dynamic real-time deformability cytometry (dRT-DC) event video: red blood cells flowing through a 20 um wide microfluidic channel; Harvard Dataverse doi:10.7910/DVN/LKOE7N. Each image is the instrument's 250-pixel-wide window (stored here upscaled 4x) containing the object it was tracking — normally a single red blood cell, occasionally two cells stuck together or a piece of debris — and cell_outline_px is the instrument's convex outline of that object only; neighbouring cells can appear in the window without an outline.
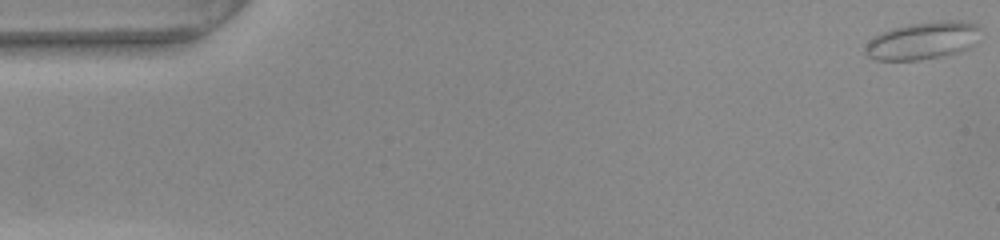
{"species": "common noctule bat (a hibernating species)", "species_latin": "Nyctalus noctula", "temperature_condition": "warm", "stored_images_in_passage": 12, "camera_frame_rate_fps": 3000, "um_per_image_px": 0.085, "animal": {"sex": "female", "body_mass_g": 22.0, "forearm_length_mm": 56.7}, "frame": {"image": 1, "passage_image": 1, "time_ms": 0.0, "image_size_px": [1000, 240], "cell_outline_px": [[980, 28], [968, 48], [960, 52], [920, 60], [876, 60], [868, 56], [864, 52], [864, 48], [876, 36], [892, 28], [912, 24], [944, 20], [956, 20], [976, 24]], "centroid_in_image_um": [78.41, 3.46], "position_along_channel_um": 6.6, "area_um2": 24.51}}